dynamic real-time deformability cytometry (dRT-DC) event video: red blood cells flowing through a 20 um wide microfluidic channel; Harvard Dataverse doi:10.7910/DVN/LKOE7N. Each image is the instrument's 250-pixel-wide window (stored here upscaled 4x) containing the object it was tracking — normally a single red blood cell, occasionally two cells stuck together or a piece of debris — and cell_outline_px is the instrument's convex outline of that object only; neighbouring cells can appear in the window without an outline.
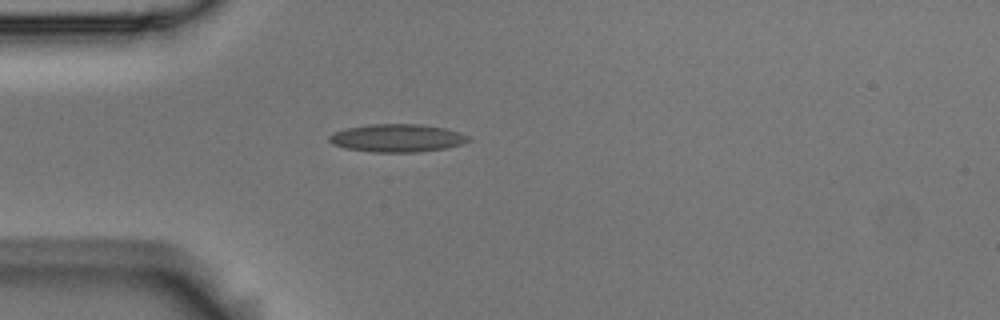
{"species": "Egyptian fruit bat (a non-hibernating species)", "species_latin": "Rousettus aegyptiacus", "temperature_condition": "room temperature", "stored_images_in_passage": 4, "camera_frame_rate_fps": 3000, "um_per_image_px": 0.085, "animal": {"sex": "male"}, "frame": {"image": 1, "passage_image": 4, "time_ms": 1.0, "image_size_px": [1000, 320], "cell_outline_px": [[472, 140], [464, 144], [444, 148], [416, 152], [372, 152], [344, 148], [332, 144], [328, 140], [328, 136], [332, 132], [344, 128], [368, 124], [420, 124], [444, 128], [460, 132], [472, 136]], "centroid_in_image_um": [33.75, 11.73], "position_along_channel_um": 51.2, "area_um2": 23.0}}